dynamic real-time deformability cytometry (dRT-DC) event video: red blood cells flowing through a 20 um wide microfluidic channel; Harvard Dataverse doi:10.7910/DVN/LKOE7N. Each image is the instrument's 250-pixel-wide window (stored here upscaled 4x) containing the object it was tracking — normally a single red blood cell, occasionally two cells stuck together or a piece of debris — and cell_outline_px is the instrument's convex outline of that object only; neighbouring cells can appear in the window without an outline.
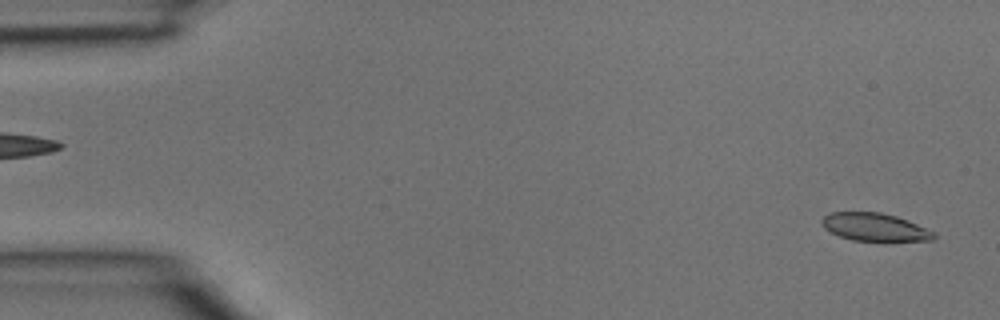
{"species": "common noctule bat (a hibernating species)", "species_latin": "Nyctalus noctula", "temperature_condition": "room temperature", "stored_images_in_passage": 4, "camera_frame_rate_fps": 3000, "um_per_image_px": 0.085, "animal": {"sex": "male", "body_mass_g": 15.6}, "frame": {"image": 1, "passage_image": 1, "time_ms": 0.0, "image_size_px": [1000, 320], "cell_outline_px": [[936, 236], [932, 240], [884, 244], [852, 240], [840, 236], [824, 228], [820, 224], [820, 220], [828, 212], [880, 212], [896, 216], [908, 220], [936, 232]], "centroid_in_image_um": [74.4, 19.36], "position_along_channel_um": 10.6, "area_um2": 19.25}}
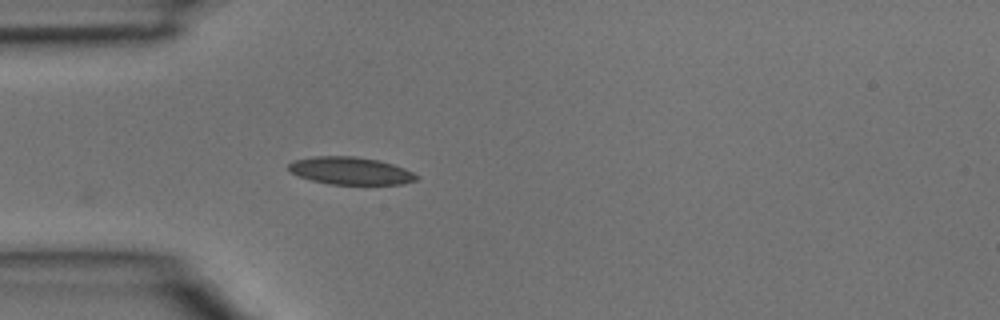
{"frame": {"image": 2, "passage_image": 4, "time_ms": 1.0, "image_size_px": [1000, 320], "cell_outline_px": [[420, 180], [404, 184], [328, 184], [312, 180], [300, 176], [292, 172], [288, 168], [288, 164], [292, 160], [316, 156], [352, 156], [376, 160], [392, 164], [404, 168], [420, 176]], "centroid_in_image_um": [29.82, 14.52], "position_along_channel_um": 55.2, "area_um2": 20.46}}